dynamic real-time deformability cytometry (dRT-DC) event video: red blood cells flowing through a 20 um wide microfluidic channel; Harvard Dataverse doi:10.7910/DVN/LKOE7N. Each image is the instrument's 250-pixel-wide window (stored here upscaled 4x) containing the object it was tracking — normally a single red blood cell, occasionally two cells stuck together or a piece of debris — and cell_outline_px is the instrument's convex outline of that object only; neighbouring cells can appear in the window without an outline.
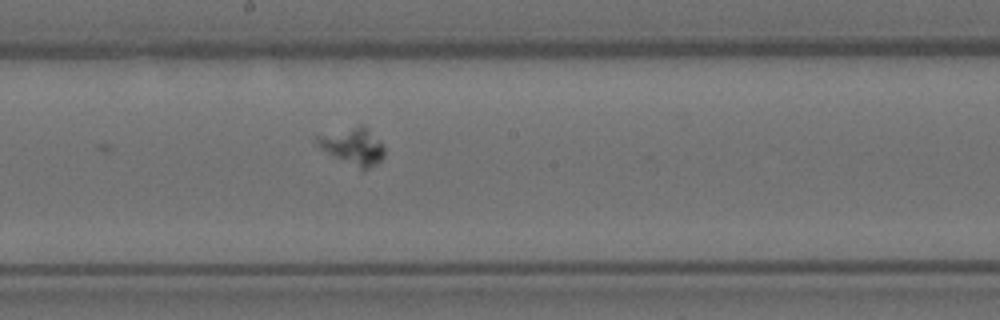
{"species": "Egyptian fruit bat (a non-hibernating species)", "species_latin": "Rousettus aegyptiacus", "temperature_condition": "room temperature", "stored_images_in_passage": 6, "camera_frame_rate_fps": 3000, "um_per_image_px": 0.085, "animal": {"sex": "female"}, "frame": {"image": 1, "passage_image": 6, "time_ms": 1.667, "image_size_px": [1000, 320], "cell_outline_px": [[384, 156], [376, 164], [368, 168], [360, 168], [320, 148], [316, 144], [316, 136], [360, 124], [368, 128], [380, 140], [384, 148]], "centroid_in_image_um": [30.03, 12.39], "position_along_channel_um": 218.2, "area_um2": 14.05}}